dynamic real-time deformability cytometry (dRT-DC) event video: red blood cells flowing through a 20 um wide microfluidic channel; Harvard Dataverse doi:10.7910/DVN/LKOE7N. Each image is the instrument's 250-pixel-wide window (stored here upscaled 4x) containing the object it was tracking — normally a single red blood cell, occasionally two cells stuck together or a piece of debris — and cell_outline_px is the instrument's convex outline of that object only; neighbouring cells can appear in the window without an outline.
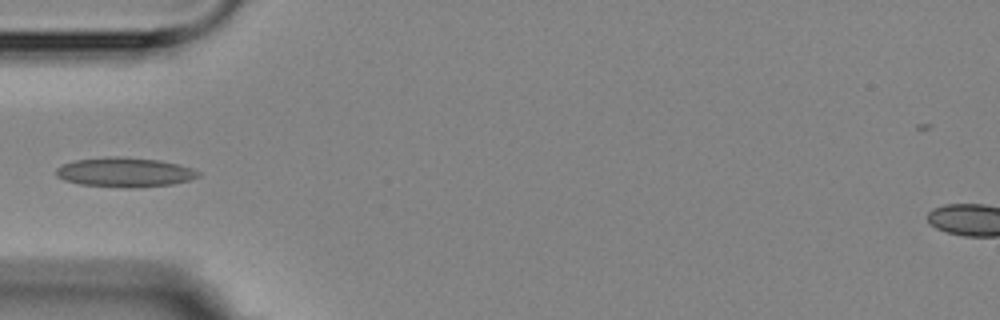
{"species": "Egyptian fruit bat (a non-hibernating species)", "species_latin": "Rousettus aegyptiacus", "temperature_condition": "room temperature", "stored_images_in_passage": 3, "camera_frame_rate_fps": 3000, "um_per_image_px": 0.085, "animal": {"sex": "female"}, "frame": {"image": 1, "passage_image": 2, "time_ms": 2.333, "image_size_px": [1000, 320], "cell_outline_px": [[200, 176], [188, 180], [172, 184], [136, 188], [128, 188], [80, 184], [64, 180], [56, 176], [56, 168], [64, 164], [76, 160], [108, 156], [124, 156], [160, 160], [192, 168], [200, 172]], "centroid_in_image_um": [10.6, 14.64], "position_along_channel_um": 74.4, "area_um2": 24.51}}
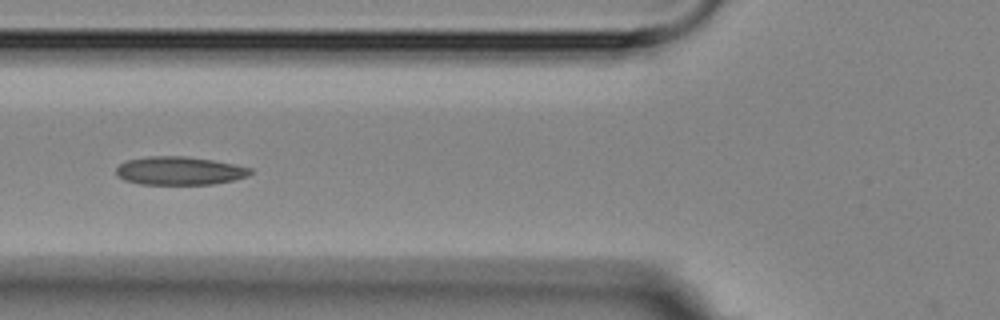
{"frame": {"image": 2, "passage_image": 3, "time_ms": 3.333, "image_size_px": [1000, 320], "cell_outline_px": [[252, 172], [248, 176], [232, 180], [212, 184], [140, 184], [124, 180], [116, 176], [116, 168], [120, 164], [128, 160], [148, 156], [188, 156], [212, 160], [252, 168]], "centroid_in_image_um": [15.23, 14.51], "position_along_channel_um": 110.6, "area_um2": 22.08}}